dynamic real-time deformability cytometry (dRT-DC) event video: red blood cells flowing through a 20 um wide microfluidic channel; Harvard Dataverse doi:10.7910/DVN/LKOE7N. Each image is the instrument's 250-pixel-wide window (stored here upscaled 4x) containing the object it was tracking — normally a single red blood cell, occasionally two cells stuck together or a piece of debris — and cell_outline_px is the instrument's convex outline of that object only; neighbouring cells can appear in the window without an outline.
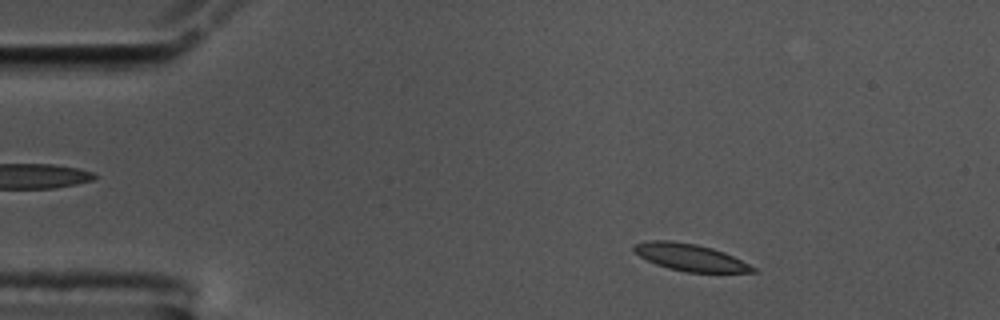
{"species": "common noctule bat (a hibernating species)", "species_latin": "Nyctalus noctula", "temperature_condition": "cold", "stored_images_in_passage": 54, "camera_frame_rate_fps": 3000, "um_per_image_px": 0.085, "animal": {"sex": "male", "body_mass_g": 17.5, "forearm_length_mm": 52.3}, "frame": {"image": 1, "passage_image": 6, "time_ms": 1.667, "image_size_px": [1000, 320], "cell_outline_px": [[760, 272], [684, 272], [668, 268], [656, 264], [640, 256], [632, 248], [636, 244], [648, 240], [672, 240], [696, 244], [712, 248], [724, 252], [756, 268]], "centroid_in_image_um": [58.66, 21.87], "position_along_channel_um": 26.3, "area_um2": 18.55}}
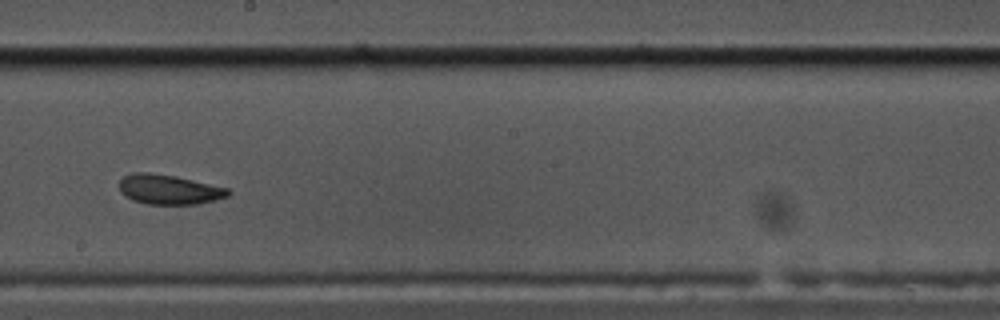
{"frame": {"image": 2, "passage_image": 29, "time_ms": 9.333, "image_size_px": [1000, 320], "cell_outline_px": [[232, 192], [228, 196], [216, 200], [196, 204], [148, 204], [132, 200], [124, 196], [120, 192], [120, 180], [124, 176], [132, 172], [148, 172], [176, 176], [228, 188]], "centroid_in_image_um": [14.36, 16.1], "position_along_channel_um": 233.8, "area_um2": 18.96}}
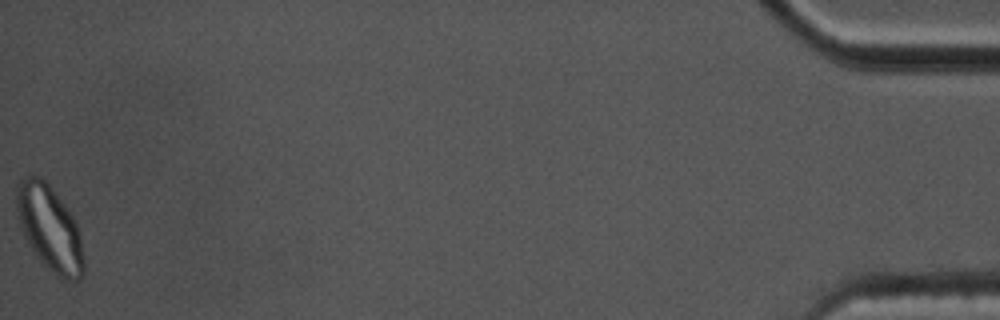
{"frame": {"image": 3, "passage_image": 54, "time_ms": 17.667, "image_size_px": [1000, 320], "cell_outline_px": [[84, 272], [80, 280], [64, 280], [56, 276], [36, 256], [24, 236], [20, 228], [16, 216], [16, 184], [28, 172], [40, 176], [52, 188], [68, 208], [76, 224], [80, 236], [84, 260]], "centroid_in_image_um": [4.19, 19.36], "position_along_channel_um": 431.0, "area_um2": 33.81}, "authors_computed_cell_mechanics": {"area_um2": 19.3052, "velocity_mm_per_s": 3.5475, "shape_relaxation_time_tau1_ms": 5.7372, "shape_relaxation_time_tau2_ms": 2.5702, "deformation_change_tau1": 0.1373, "deformation_change_tau2": 0.0723}}